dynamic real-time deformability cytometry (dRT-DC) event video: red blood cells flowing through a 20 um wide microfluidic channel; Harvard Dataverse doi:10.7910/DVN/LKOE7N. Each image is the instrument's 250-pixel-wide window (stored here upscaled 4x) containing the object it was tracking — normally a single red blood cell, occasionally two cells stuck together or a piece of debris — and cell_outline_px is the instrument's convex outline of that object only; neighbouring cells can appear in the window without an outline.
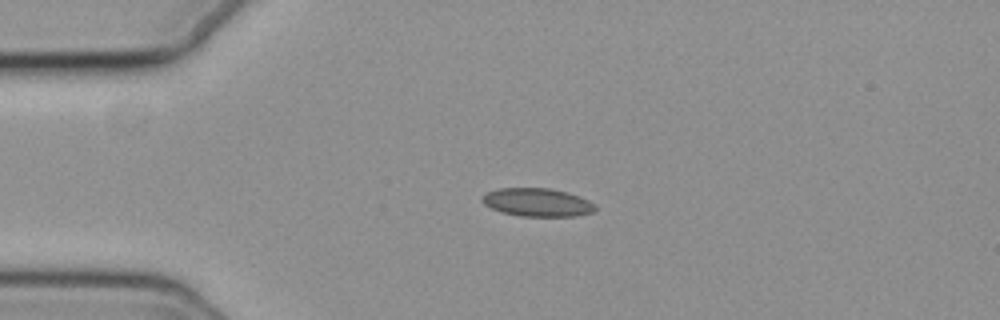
{"species": "common noctule bat (a hibernating species)", "species_latin": "Nyctalus noctula", "temperature_condition": "cold", "stored_images_in_passage": 44, "camera_frame_rate_fps": 3000, "um_per_image_px": 0.085, "animal": {"sex": "female", "body_mass_g": 19.3, "forearm_length_mm": 54.1}, "frame": {"image": 1, "passage_image": 1, "time_ms": 0.0, "image_size_px": [1000, 320], "cell_outline_px": [[596, 208], [592, 212], [576, 216], [520, 216], [500, 212], [484, 204], [480, 200], [488, 192], [500, 188], [552, 188], [568, 192], [580, 196], [596, 204]], "centroid_in_image_um": [45.7, 17.2], "position_along_channel_um": 39.3, "area_um2": 18.67}}
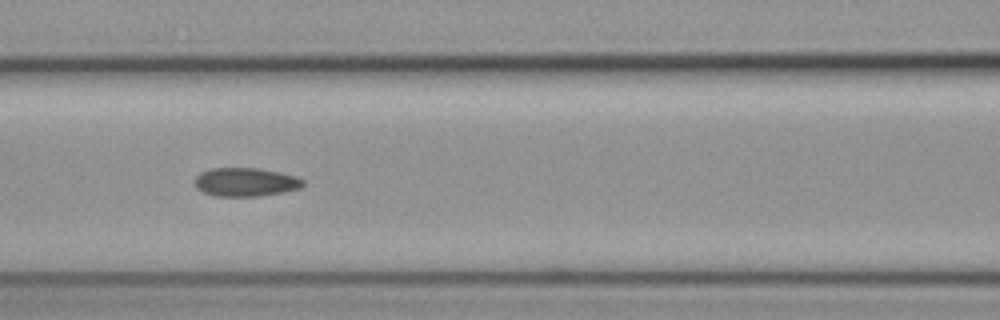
{"frame": {"image": 2, "passage_image": 12, "time_ms": 3.667, "image_size_px": [1000, 320], "cell_outline_px": [[304, 184], [300, 188], [280, 192], [256, 196], [212, 196], [196, 188], [196, 176], [200, 172], [212, 168], [260, 168], [280, 172], [296, 176], [304, 180]], "centroid_in_image_um": [20.86, 15.46], "position_along_channel_um": 145.7, "area_um2": 17.98}}
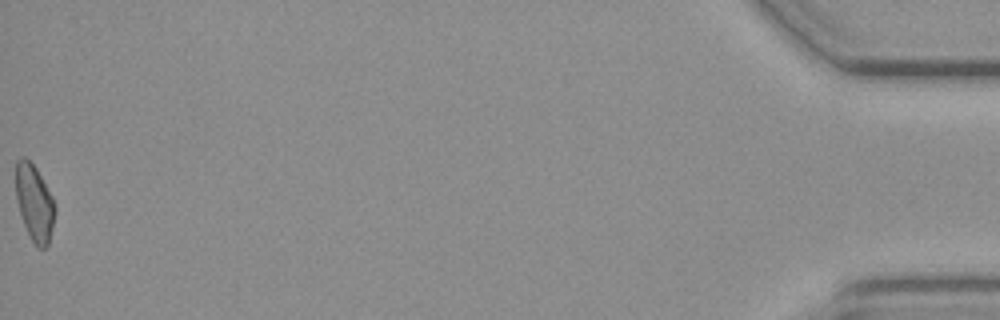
{"frame": {"image": 3, "passage_image": 44, "time_ms": 14.333, "image_size_px": [1000, 320], "cell_outline_px": [[56, 208], [48, 244], [44, 248], [36, 248], [28, 236], [16, 200], [16, 160], [24, 156], [36, 168], [52, 196], [56, 204]], "centroid_in_image_um": [2.92, 17.26], "position_along_channel_um": 432.3, "area_um2": 17.4}, "authors_computed_cell_mechanics": {"area_um2": 16.9065, "velocity_mm_per_s": 2.6005, "shape_relaxation_time_tau1_ms": 4.5559, "shape_relaxation_time_tau2_ms": null, "deformation_change_tau1": 0.382, "deformation_change_tau2": null}}